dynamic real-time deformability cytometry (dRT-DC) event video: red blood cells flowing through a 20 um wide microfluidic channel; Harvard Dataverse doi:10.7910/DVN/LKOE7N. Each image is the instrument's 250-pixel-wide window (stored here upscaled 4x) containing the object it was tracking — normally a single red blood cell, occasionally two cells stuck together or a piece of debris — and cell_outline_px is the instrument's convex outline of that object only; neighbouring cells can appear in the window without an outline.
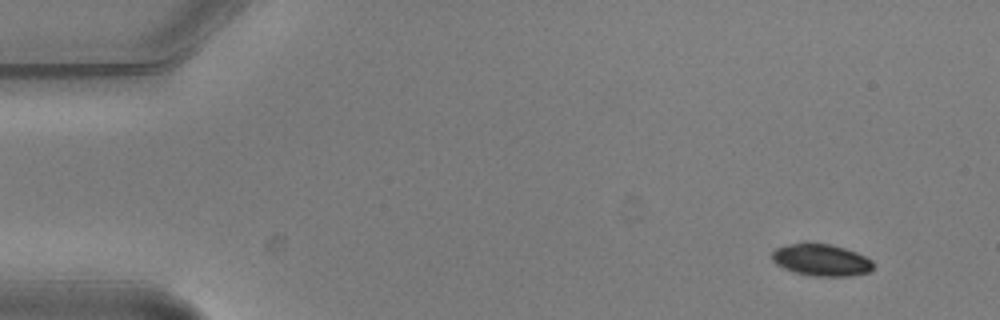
{"species": "common noctule bat (a hibernating species)", "species_latin": "Nyctalus noctula", "temperature_condition": "warm", "stored_images_in_passage": 6, "camera_frame_rate_fps": 3000, "um_per_image_px": 0.085, "animal": {"sex": "male", "body_mass_g": 20.5, "forearm_length_mm": 52.5}, "frame": {"image": 1, "passage_image": 1, "time_ms": 0.0, "image_size_px": [1000, 320], "cell_outline_px": [[872, 268], [868, 272], [852, 276], [812, 276], [792, 272], [776, 264], [772, 260], [772, 252], [776, 248], [788, 244], [804, 240], [828, 244], [844, 248], [856, 252], [872, 260]], "centroid_in_image_um": [69.75, 22.07], "position_along_channel_um": 15.2, "area_um2": 19.19}}
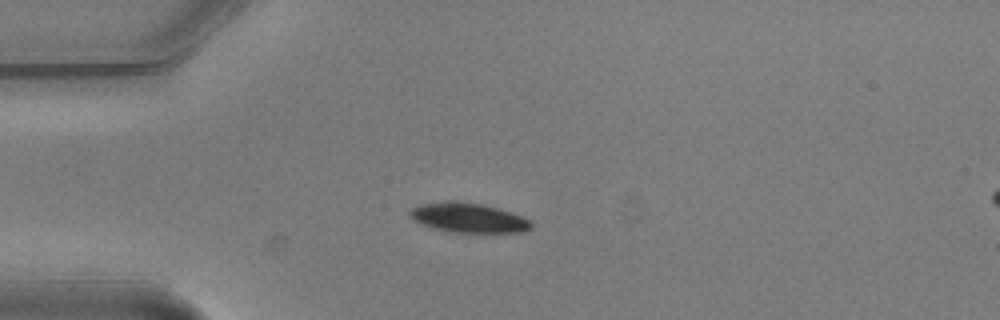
{"frame": {"image": 2, "passage_image": 4, "time_ms": 1.0, "image_size_px": [1000, 320], "cell_outline_px": [[532, 228], [524, 232], [452, 232], [432, 228], [408, 216], [408, 212], [412, 208], [420, 204], [444, 200], [456, 200], [480, 204], [500, 208], [532, 220]], "centroid_in_image_um": [39.82, 18.49], "position_along_channel_um": 45.2, "area_um2": 21.1}}
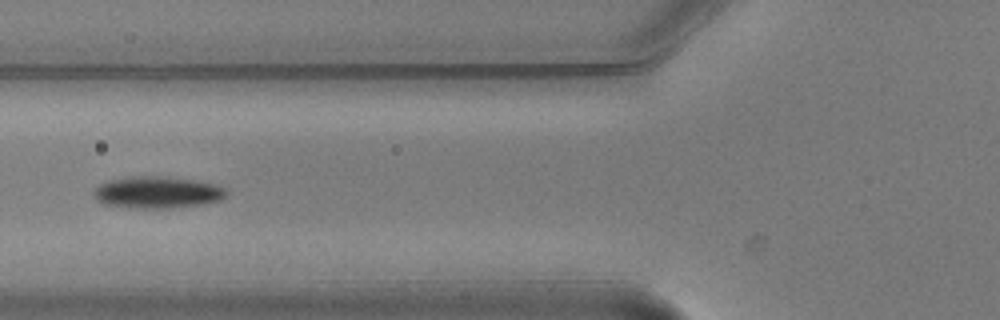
{"frame": {"image": 3, "passage_image": 6, "time_ms": 1.667, "image_size_px": [1000, 320], "cell_outline_px": [[228, 196], [220, 200], [204, 204], [172, 208], [128, 208], [104, 204], [96, 200], [92, 192], [100, 184], [108, 180], [128, 176], [168, 176], [216, 184], [228, 188]], "centroid_in_image_um": [13.39, 16.35], "position_along_channel_um": 112.4, "area_um2": 25.09}}